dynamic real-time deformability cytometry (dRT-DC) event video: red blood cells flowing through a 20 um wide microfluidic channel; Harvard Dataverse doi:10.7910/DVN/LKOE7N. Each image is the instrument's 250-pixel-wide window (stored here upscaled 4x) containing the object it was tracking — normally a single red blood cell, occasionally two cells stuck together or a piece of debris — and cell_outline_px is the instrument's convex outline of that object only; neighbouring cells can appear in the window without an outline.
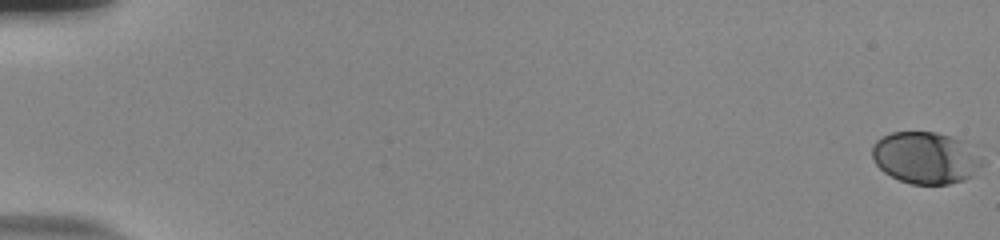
{"species": "human", "species_latin": "Homo sapiens", "temperature_condition": "room temperature", "stored_images_in_passage": 56, "camera_frame_rate_fps": 3000, "um_per_image_px": 0.085, "donor": {"sex": "male"}, "frame": {"image": 1, "passage_image": 1, "time_ms": 0.0, "image_size_px": [1000, 240], "cell_outline_px": [[984, 164], [972, 176], [964, 180], [948, 184], [912, 184], [900, 180], [884, 172], [872, 160], [872, 144], [880, 136], [892, 132], [936, 132], [960, 140], [980, 156], [984, 160]], "centroid_in_image_um": [78.65, 13.41], "position_along_channel_um": 6.4, "area_um2": 33.23}}
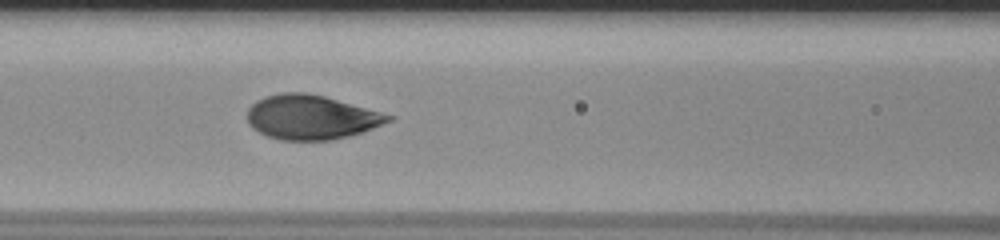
{"frame": {"image": 2, "passage_image": 27, "time_ms": 8.667, "image_size_px": [1000, 240], "cell_outline_px": [[396, 116], [392, 120], [372, 128], [348, 136], [332, 140], [280, 140], [268, 136], [252, 128], [248, 124], [248, 108], [256, 100], [264, 96], [280, 92], [304, 92], [324, 96]], "centroid_in_image_um": [26.42, 9.95], "position_along_channel_um": 140.2, "area_um2": 36.41}}
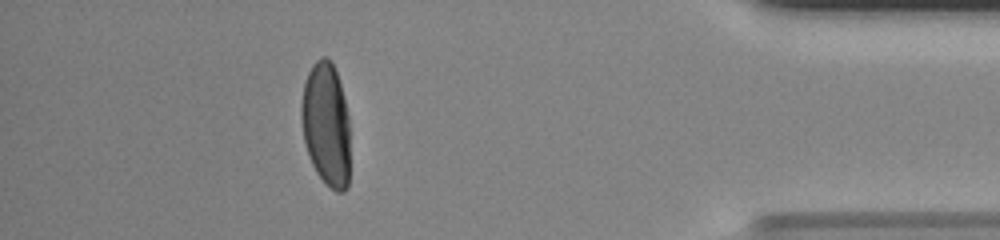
{"frame": {"image": 3, "passage_image": 51, "time_ms": 16.667, "image_size_px": [1000, 240], "cell_outline_px": [[348, 188], [344, 192], [336, 192], [316, 172], [312, 164], [304, 140], [300, 116], [300, 104], [304, 84], [308, 72], [312, 64], [320, 56], [328, 56], [336, 72], [340, 84], [348, 116]], "centroid_in_image_um": [27.7, 10.54], "position_along_channel_um": 407.5, "area_um2": 34.85}, "authors_computed_cell_mechanics": {"area_um2": 35.7782, "velocity_mm_per_s": 3.8246, "shape_relaxation_time_tau1_ms": 3.5326, "shape_relaxation_time_tau2_ms": null, "deformation_change_tau1": 0.1792, "deformation_change_tau2": null}}